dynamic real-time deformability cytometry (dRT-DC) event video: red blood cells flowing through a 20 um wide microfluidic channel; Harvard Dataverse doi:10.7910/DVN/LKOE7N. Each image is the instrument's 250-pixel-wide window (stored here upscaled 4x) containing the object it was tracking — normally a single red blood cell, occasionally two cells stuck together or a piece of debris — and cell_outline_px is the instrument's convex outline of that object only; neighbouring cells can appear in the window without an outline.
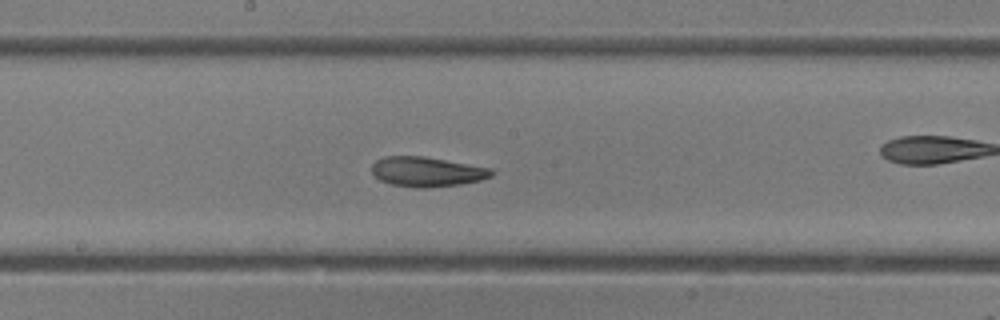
{"species": "common noctule bat (a hibernating species)", "species_latin": "Nyctalus noctula", "temperature_condition": "room temperature", "stored_images_in_passage": 29, "camera_frame_rate_fps": 3000, "um_per_image_px": 0.085, "animal": {"sex": "female"}, "frame": {"image": 1, "passage_image": 9, "time_ms": 2.667, "image_size_px": [1000, 320], "cell_outline_px": [[496, 172], [492, 176], [480, 180], [460, 184], [424, 188], [416, 188], [392, 184], [380, 180], [372, 172], [372, 164], [376, 160], [384, 156], [424, 156], [492, 168]], "centroid_in_image_um": [36.31, 14.59], "position_along_channel_um": 211.9, "area_um2": 20.81}}